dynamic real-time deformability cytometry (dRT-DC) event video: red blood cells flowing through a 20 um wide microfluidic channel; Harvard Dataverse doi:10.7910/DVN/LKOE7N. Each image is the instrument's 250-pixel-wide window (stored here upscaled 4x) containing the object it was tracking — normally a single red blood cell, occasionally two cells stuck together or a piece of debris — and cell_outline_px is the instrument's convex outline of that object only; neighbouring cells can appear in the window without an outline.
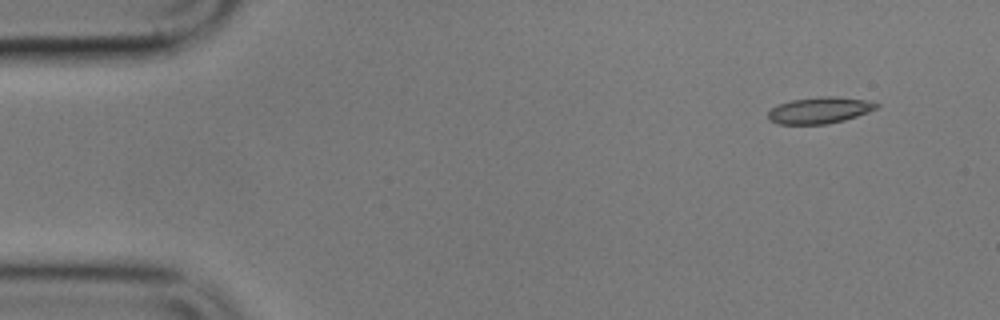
{"species": "common noctule bat (a hibernating species)", "species_latin": "Nyctalus noctula", "temperature_condition": "cold", "stored_images_in_passage": 3, "camera_frame_rate_fps": 3000, "um_per_image_px": 0.085, "animal": {"sex": "male", "body_mass_g": 17.9}, "frame": {"image": 1, "passage_image": 1, "time_ms": 0.0, "image_size_px": [1000, 320], "cell_outline_px": [[880, 104], [876, 108], [868, 112], [844, 120], [828, 124], [776, 124], [768, 120], [768, 112], [772, 108], [780, 104], [792, 100], [824, 96], [832, 96], [868, 100]], "centroid_in_image_um": [69.66, 9.38], "position_along_channel_um": 15.3, "area_um2": 16.59}}
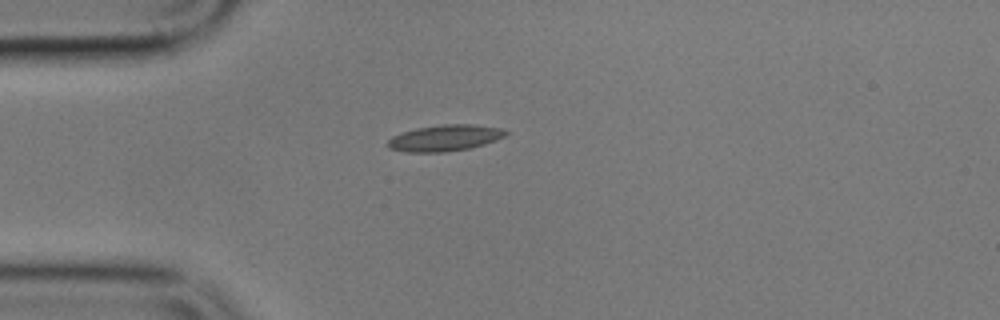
{"frame": {"image": 2, "passage_image": 3, "time_ms": 3.333, "image_size_px": [1000, 320], "cell_outline_px": [[508, 132], [504, 136], [496, 140], [484, 144], [468, 148], [444, 152], [404, 152], [388, 148], [388, 140], [392, 136], [400, 132], [416, 128], [440, 124], [472, 124], [500, 128]], "centroid_in_image_um": [37.76, 11.72], "position_along_channel_um": 47.2, "area_um2": 18.03}}